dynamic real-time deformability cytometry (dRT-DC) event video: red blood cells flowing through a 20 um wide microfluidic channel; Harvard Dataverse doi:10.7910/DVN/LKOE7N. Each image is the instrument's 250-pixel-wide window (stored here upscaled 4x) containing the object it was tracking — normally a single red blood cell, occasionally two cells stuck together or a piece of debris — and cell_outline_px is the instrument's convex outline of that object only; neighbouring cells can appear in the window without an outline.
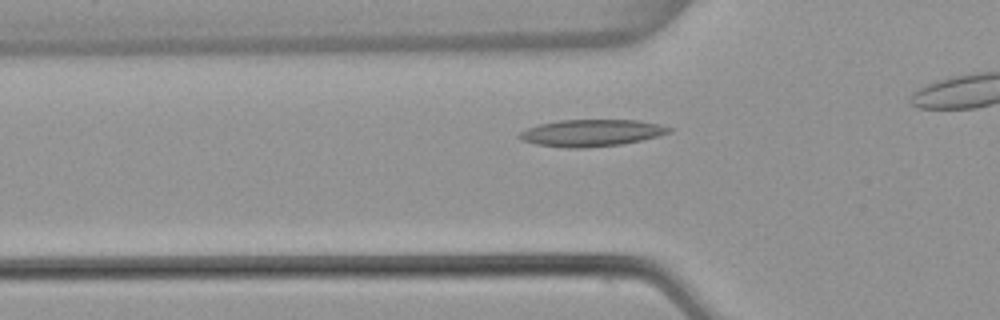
{"species": "common noctule bat (a hibernating species)", "species_latin": "Nyctalus noctula", "temperature_condition": "warm", "stored_images_in_passage": 31, "camera_frame_rate_fps": 3000, "um_per_image_px": 0.085, "animal": {"sex": "female", "body_mass_g": 22.7, "forearm_length_mm": 54.2}, "frame": {"image": 1, "passage_image": 6, "time_ms": 1.667, "image_size_px": [1000, 320], "cell_outline_px": [[672, 132], [640, 140], [620, 144], [584, 148], [568, 148], [536, 144], [524, 140], [516, 136], [520, 132], [528, 128], [540, 124], [556, 120], [640, 120], [660, 124], [672, 128]], "centroid_in_image_um": [50.28, 11.29], "position_along_channel_um": 75.5, "area_um2": 23.29}}
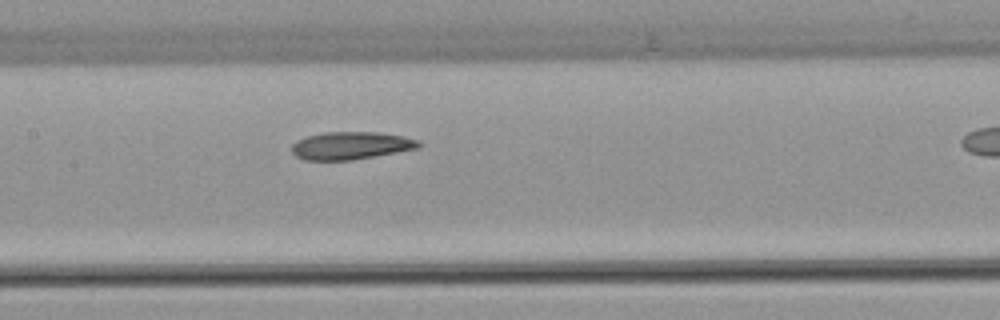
{"frame": {"image": 2, "passage_image": 14, "time_ms": 4.333, "image_size_px": [1000, 320], "cell_outline_px": [[420, 148], [352, 160], [304, 160], [296, 156], [292, 152], [292, 144], [296, 140], [308, 136], [324, 132], [376, 132], [404, 136], [420, 140]], "centroid_in_image_um": [29.83, 12.37], "position_along_channel_um": 177.6, "area_um2": 20.52}}
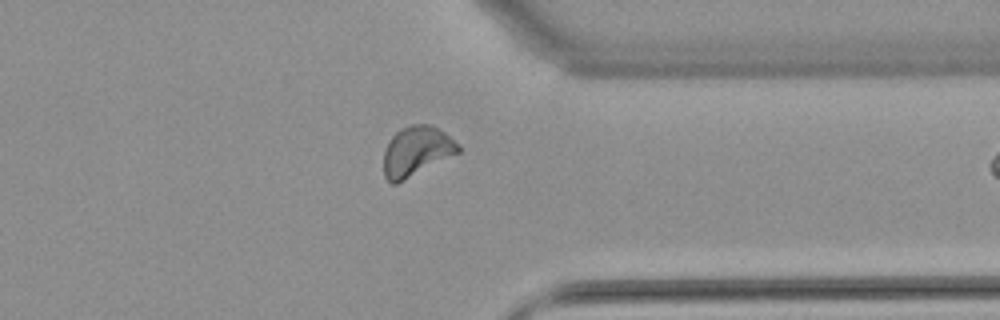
{"frame": {"image": 3, "passage_image": 30, "time_ms": 9.667, "image_size_px": [1000, 320], "cell_outline_px": [[460, 152], [396, 184], [392, 184], [384, 176], [384, 152], [388, 140], [400, 128], [412, 124], [428, 124], [444, 132], [460, 144]], "centroid_in_image_um": [35.39, 12.84], "position_along_channel_um": 376.0, "area_um2": 21.56}}